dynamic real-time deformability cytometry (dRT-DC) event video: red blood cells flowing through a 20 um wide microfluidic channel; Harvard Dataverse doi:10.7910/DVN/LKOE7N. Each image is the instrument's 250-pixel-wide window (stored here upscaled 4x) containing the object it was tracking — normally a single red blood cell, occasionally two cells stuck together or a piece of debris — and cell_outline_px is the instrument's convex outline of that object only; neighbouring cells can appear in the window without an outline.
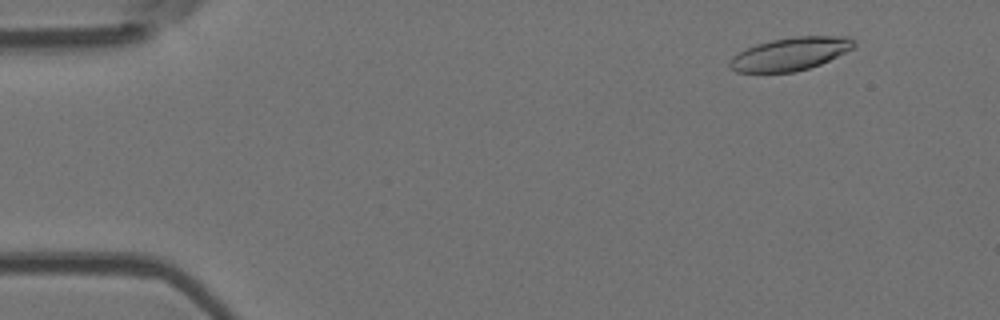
{"species": "Egyptian fruit bat (a non-hibernating species)", "species_latin": "Rousettus aegyptiacus", "temperature_condition": "room temperature", "stored_images_in_passage": 52, "camera_frame_rate_fps": 3000, "um_per_image_px": 0.085, "animal": {"sex": "female"}, "frame": {"image": 1, "passage_image": 6, "time_ms": 1.667, "image_size_px": [1000, 320], "cell_outline_px": [[856, 44], [852, 48], [820, 64], [796, 72], [736, 72], [728, 64], [728, 60], [732, 56], [756, 44], [772, 40], [796, 36], [848, 36], [856, 40]], "centroid_in_image_um": [67.17, 4.57], "position_along_channel_um": 17.8, "area_um2": 23.7}}
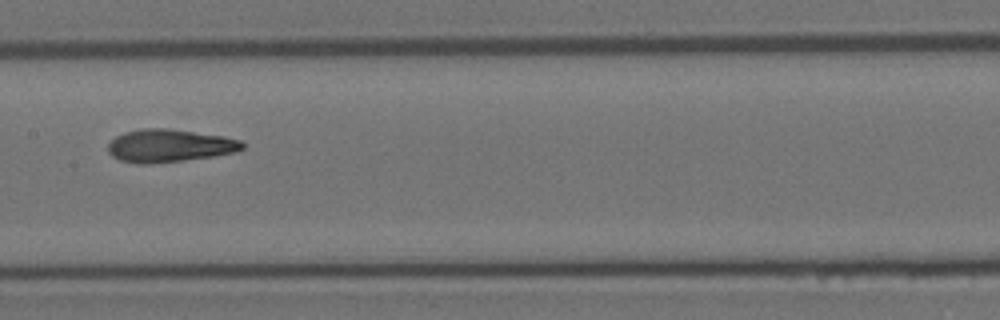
{"frame": {"image": 2, "passage_image": 28, "time_ms": 9.0, "image_size_px": [1000, 320], "cell_outline_px": [[244, 148], [236, 152], [212, 156], [184, 160], [152, 164], [136, 164], [120, 160], [112, 156], [108, 152], [108, 144], [116, 136], [124, 132], [140, 128], [168, 128], [224, 136], [240, 140], [244, 144]], "centroid_in_image_um": [14.38, 12.38], "position_along_channel_um": 193.0, "area_um2": 25.84}}
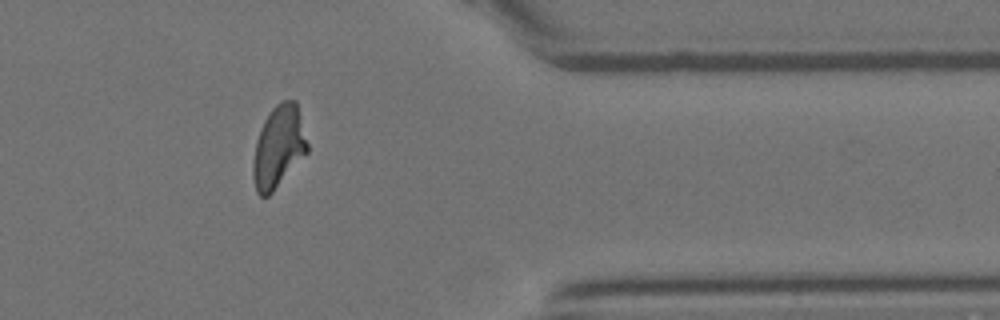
{"frame": {"image": 3, "passage_image": 45, "time_ms": 14.667, "image_size_px": [1000, 320], "cell_outline_px": [[308, 152], [272, 192], [268, 196], [260, 196], [256, 192], [252, 176], [252, 164], [256, 140], [260, 128], [264, 120], [272, 108], [276, 104], [284, 100], [296, 100], [308, 144]], "centroid_in_image_um": [23.66, 12.48], "position_along_channel_um": 387.7, "area_um2": 25.95}, "authors_computed_cell_mechanics": {"area_um2": 25.1141, "velocity_mm_per_s": 3.751, "shape_relaxation_time_tau1_ms": 6.0291, "shape_relaxation_time_tau2_ms": 1.7981, "deformation_change_tau1": 0.2336, "deformation_change_tau2": 0.04}}